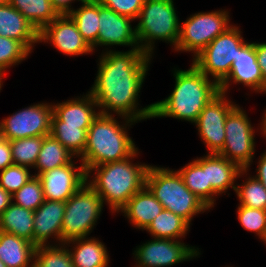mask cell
<instances>
[{"label": "cell", "mask_w": 266, "mask_h": 267, "mask_svg": "<svg viewBox=\"0 0 266 267\" xmlns=\"http://www.w3.org/2000/svg\"><path fill=\"white\" fill-rule=\"evenodd\" d=\"M34 211L13 202L0 215V231L22 237L33 243Z\"/></svg>", "instance_id": "26"}, {"label": "cell", "mask_w": 266, "mask_h": 267, "mask_svg": "<svg viewBox=\"0 0 266 267\" xmlns=\"http://www.w3.org/2000/svg\"><path fill=\"white\" fill-rule=\"evenodd\" d=\"M255 128L246 111L236 105L226 117L225 142L218 153L221 157L249 169L255 155Z\"/></svg>", "instance_id": "10"}, {"label": "cell", "mask_w": 266, "mask_h": 267, "mask_svg": "<svg viewBox=\"0 0 266 267\" xmlns=\"http://www.w3.org/2000/svg\"><path fill=\"white\" fill-rule=\"evenodd\" d=\"M257 169L255 177L262 183V185L266 188V151L260 156L257 161Z\"/></svg>", "instance_id": "43"}, {"label": "cell", "mask_w": 266, "mask_h": 267, "mask_svg": "<svg viewBox=\"0 0 266 267\" xmlns=\"http://www.w3.org/2000/svg\"><path fill=\"white\" fill-rule=\"evenodd\" d=\"M163 209L162 204L145 186L119 212L124 213L135 229L145 230Z\"/></svg>", "instance_id": "22"}, {"label": "cell", "mask_w": 266, "mask_h": 267, "mask_svg": "<svg viewBox=\"0 0 266 267\" xmlns=\"http://www.w3.org/2000/svg\"><path fill=\"white\" fill-rule=\"evenodd\" d=\"M242 84L256 93L264 92V78L257 62L254 42H245L238 49V57L232 63L230 74L219 85L220 92L227 94L229 85Z\"/></svg>", "instance_id": "17"}, {"label": "cell", "mask_w": 266, "mask_h": 267, "mask_svg": "<svg viewBox=\"0 0 266 267\" xmlns=\"http://www.w3.org/2000/svg\"><path fill=\"white\" fill-rule=\"evenodd\" d=\"M8 3L21 12L38 32L59 16L51 0H8Z\"/></svg>", "instance_id": "30"}, {"label": "cell", "mask_w": 266, "mask_h": 267, "mask_svg": "<svg viewBox=\"0 0 266 267\" xmlns=\"http://www.w3.org/2000/svg\"><path fill=\"white\" fill-rule=\"evenodd\" d=\"M8 4V0H0V6Z\"/></svg>", "instance_id": "47"}, {"label": "cell", "mask_w": 266, "mask_h": 267, "mask_svg": "<svg viewBox=\"0 0 266 267\" xmlns=\"http://www.w3.org/2000/svg\"><path fill=\"white\" fill-rule=\"evenodd\" d=\"M136 20L135 33L139 49L153 56L155 41L172 44L175 49L180 36V21L173 0H144Z\"/></svg>", "instance_id": "6"}, {"label": "cell", "mask_w": 266, "mask_h": 267, "mask_svg": "<svg viewBox=\"0 0 266 267\" xmlns=\"http://www.w3.org/2000/svg\"><path fill=\"white\" fill-rule=\"evenodd\" d=\"M52 103H36L0 121V136L9 141L51 132Z\"/></svg>", "instance_id": "11"}, {"label": "cell", "mask_w": 266, "mask_h": 267, "mask_svg": "<svg viewBox=\"0 0 266 267\" xmlns=\"http://www.w3.org/2000/svg\"><path fill=\"white\" fill-rule=\"evenodd\" d=\"M64 212L65 202L47 199L34 211L33 244L35 246L50 245L48 241L50 238L56 240L52 245L62 244Z\"/></svg>", "instance_id": "18"}, {"label": "cell", "mask_w": 266, "mask_h": 267, "mask_svg": "<svg viewBox=\"0 0 266 267\" xmlns=\"http://www.w3.org/2000/svg\"><path fill=\"white\" fill-rule=\"evenodd\" d=\"M250 169H241L234 162L221 157L218 154L206 155V177L207 185L211 187L220 195L225 194L229 188L236 191L237 178L242 175H247Z\"/></svg>", "instance_id": "21"}, {"label": "cell", "mask_w": 266, "mask_h": 267, "mask_svg": "<svg viewBox=\"0 0 266 267\" xmlns=\"http://www.w3.org/2000/svg\"><path fill=\"white\" fill-rule=\"evenodd\" d=\"M52 44L65 55L81 56L93 54L92 48L83 39L69 15H59L39 32V43Z\"/></svg>", "instance_id": "14"}, {"label": "cell", "mask_w": 266, "mask_h": 267, "mask_svg": "<svg viewBox=\"0 0 266 267\" xmlns=\"http://www.w3.org/2000/svg\"><path fill=\"white\" fill-rule=\"evenodd\" d=\"M30 53L20 41L0 36V71L5 73L12 65L20 64Z\"/></svg>", "instance_id": "36"}, {"label": "cell", "mask_w": 266, "mask_h": 267, "mask_svg": "<svg viewBox=\"0 0 266 267\" xmlns=\"http://www.w3.org/2000/svg\"><path fill=\"white\" fill-rule=\"evenodd\" d=\"M199 251L180 240L153 238L135 248L134 267H171L196 258L201 254Z\"/></svg>", "instance_id": "12"}, {"label": "cell", "mask_w": 266, "mask_h": 267, "mask_svg": "<svg viewBox=\"0 0 266 267\" xmlns=\"http://www.w3.org/2000/svg\"><path fill=\"white\" fill-rule=\"evenodd\" d=\"M42 182L44 198L66 202L87 180L81 163L79 167L71 161L64 166L48 170L38 176Z\"/></svg>", "instance_id": "15"}, {"label": "cell", "mask_w": 266, "mask_h": 267, "mask_svg": "<svg viewBox=\"0 0 266 267\" xmlns=\"http://www.w3.org/2000/svg\"><path fill=\"white\" fill-rule=\"evenodd\" d=\"M228 10L198 12L180 24V36L175 51L191 52L193 59L230 24Z\"/></svg>", "instance_id": "9"}, {"label": "cell", "mask_w": 266, "mask_h": 267, "mask_svg": "<svg viewBox=\"0 0 266 267\" xmlns=\"http://www.w3.org/2000/svg\"><path fill=\"white\" fill-rule=\"evenodd\" d=\"M34 267H74L65 244L39 245L34 251Z\"/></svg>", "instance_id": "33"}, {"label": "cell", "mask_w": 266, "mask_h": 267, "mask_svg": "<svg viewBox=\"0 0 266 267\" xmlns=\"http://www.w3.org/2000/svg\"><path fill=\"white\" fill-rule=\"evenodd\" d=\"M51 121H63L64 125L80 126L89 129L93 120L98 116L99 110L95 99L88 92L82 97L53 104Z\"/></svg>", "instance_id": "19"}, {"label": "cell", "mask_w": 266, "mask_h": 267, "mask_svg": "<svg viewBox=\"0 0 266 267\" xmlns=\"http://www.w3.org/2000/svg\"><path fill=\"white\" fill-rule=\"evenodd\" d=\"M236 214L241 226L266 244V210L239 205Z\"/></svg>", "instance_id": "37"}, {"label": "cell", "mask_w": 266, "mask_h": 267, "mask_svg": "<svg viewBox=\"0 0 266 267\" xmlns=\"http://www.w3.org/2000/svg\"><path fill=\"white\" fill-rule=\"evenodd\" d=\"M185 186L194 193L209 209L215 205V197L219 194L207 185L206 155L186 164L177 170Z\"/></svg>", "instance_id": "24"}, {"label": "cell", "mask_w": 266, "mask_h": 267, "mask_svg": "<svg viewBox=\"0 0 266 267\" xmlns=\"http://www.w3.org/2000/svg\"><path fill=\"white\" fill-rule=\"evenodd\" d=\"M109 50V51H108ZM98 65L90 91L100 114L120 116L139 122L153 117V103L139 108V93L149 71L152 56L140 49H106ZM114 114H113V113Z\"/></svg>", "instance_id": "1"}, {"label": "cell", "mask_w": 266, "mask_h": 267, "mask_svg": "<svg viewBox=\"0 0 266 267\" xmlns=\"http://www.w3.org/2000/svg\"><path fill=\"white\" fill-rule=\"evenodd\" d=\"M35 248L22 237L0 231V259L7 267H34Z\"/></svg>", "instance_id": "25"}, {"label": "cell", "mask_w": 266, "mask_h": 267, "mask_svg": "<svg viewBox=\"0 0 266 267\" xmlns=\"http://www.w3.org/2000/svg\"><path fill=\"white\" fill-rule=\"evenodd\" d=\"M76 0H51L54 9L57 11L59 15H69L74 9L71 7V3ZM82 2L83 0H77Z\"/></svg>", "instance_id": "42"}, {"label": "cell", "mask_w": 266, "mask_h": 267, "mask_svg": "<svg viewBox=\"0 0 266 267\" xmlns=\"http://www.w3.org/2000/svg\"><path fill=\"white\" fill-rule=\"evenodd\" d=\"M95 237H84L69 240L64 244L68 247L74 267H108L110 256L101 240ZM72 244V248L69 247Z\"/></svg>", "instance_id": "23"}, {"label": "cell", "mask_w": 266, "mask_h": 267, "mask_svg": "<svg viewBox=\"0 0 266 267\" xmlns=\"http://www.w3.org/2000/svg\"><path fill=\"white\" fill-rule=\"evenodd\" d=\"M81 3L82 5L77 9H73L69 16L75 22L83 39L94 52L97 47L99 32V1L83 0Z\"/></svg>", "instance_id": "27"}, {"label": "cell", "mask_w": 266, "mask_h": 267, "mask_svg": "<svg viewBox=\"0 0 266 267\" xmlns=\"http://www.w3.org/2000/svg\"><path fill=\"white\" fill-rule=\"evenodd\" d=\"M173 70L175 87L167 98L153 103L152 118L172 117L193 124L205 106L220 93L219 85L193 63L187 70Z\"/></svg>", "instance_id": "2"}, {"label": "cell", "mask_w": 266, "mask_h": 267, "mask_svg": "<svg viewBox=\"0 0 266 267\" xmlns=\"http://www.w3.org/2000/svg\"><path fill=\"white\" fill-rule=\"evenodd\" d=\"M33 176L29 167L12 164L0 172V186L12 195Z\"/></svg>", "instance_id": "38"}, {"label": "cell", "mask_w": 266, "mask_h": 267, "mask_svg": "<svg viewBox=\"0 0 266 267\" xmlns=\"http://www.w3.org/2000/svg\"><path fill=\"white\" fill-rule=\"evenodd\" d=\"M43 143V136L27 137L10 141L13 163L34 168Z\"/></svg>", "instance_id": "32"}, {"label": "cell", "mask_w": 266, "mask_h": 267, "mask_svg": "<svg viewBox=\"0 0 266 267\" xmlns=\"http://www.w3.org/2000/svg\"><path fill=\"white\" fill-rule=\"evenodd\" d=\"M146 187L164 209L181 216L191 224L194 216L210 209L184 184L179 172L166 167L149 166Z\"/></svg>", "instance_id": "5"}, {"label": "cell", "mask_w": 266, "mask_h": 267, "mask_svg": "<svg viewBox=\"0 0 266 267\" xmlns=\"http://www.w3.org/2000/svg\"><path fill=\"white\" fill-rule=\"evenodd\" d=\"M241 33L239 26L232 25L211 41L192 63L220 85L230 74L231 65L238 57V49L246 42Z\"/></svg>", "instance_id": "8"}, {"label": "cell", "mask_w": 266, "mask_h": 267, "mask_svg": "<svg viewBox=\"0 0 266 267\" xmlns=\"http://www.w3.org/2000/svg\"><path fill=\"white\" fill-rule=\"evenodd\" d=\"M246 177L242 185L236 183L238 205L266 210V188L255 176Z\"/></svg>", "instance_id": "34"}, {"label": "cell", "mask_w": 266, "mask_h": 267, "mask_svg": "<svg viewBox=\"0 0 266 267\" xmlns=\"http://www.w3.org/2000/svg\"><path fill=\"white\" fill-rule=\"evenodd\" d=\"M13 163L10 141L0 136V171Z\"/></svg>", "instance_id": "40"}, {"label": "cell", "mask_w": 266, "mask_h": 267, "mask_svg": "<svg viewBox=\"0 0 266 267\" xmlns=\"http://www.w3.org/2000/svg\"><path fill=\"white\" fill-rule=\"evenodd\" d=\"M117 120L114 115L100 113L93 120L87 131L85 150L79 157L86 173L92 167L128 158L138 149L127 131L138 122L124 117L120 125Z\"/></svg>", "instance_id": "4"}, {"label": "cell", "mask_w": 266, "mask_h": 267, "mask_svg": "<svg viewBox=\"0 0 266 267\" xmlns=\"http://www.w3.org/2000/svg\"><path fill=\"white\" fill-rule=\"evenodd\" d=\"M0 267H7V266L2 262L1 259H0Z\"/></svg>", "instance_id": "48"}, {"label": "cell", "mask_w": 266, "mask_h": 267, "mask_svg": "<svg viewBox=\"0 0 266 267\" xmlns=\"http://www.w3.org/2000/svg\"><path fill=\"white\" fill-rule=\"evenodd\" d=\"M138 154L137 149L128 158L92 167L87 172L86 182L101 197L103 204L109 206L112 213H119L129 199L146 186V175L150 165L133 164L131 160Z\"/></svg>", "instance_id": "3"}, {"label": "cell", "mask_w": 266, "mask_h": 267, "mask_svg": "<svg viewBox=\"0 0 266 267\" xmlns=\"http://www.w3.org/2000/svg\"><path fill=\"white\" fill-rule=\"evenodd\" d=\"M264 111H265V114L262 117L263 119H262V122L260 123L261 125L260 129L262 131L261 134H263V136L266 138V110Z\"/></svg>", "instance_id": "45"}, {"label": "cell", "mask_w": 266, "mask_h": 267, "mask_svg": "<svg viewBox=\"0 0 266 267\" xmlns=\"http://www.w3.org/2000/svg\"><path fill=\"white\" fill-rule=\"evenodd\" d=\"M190 224L181 216L163 209L145 229L152 238L174 239L182 241L190 231Z\"/></svg>", "instance_id": "28"}, {"label": "cell", "mask_w": 266, "mask_h": 267, "mask_svg": "<svg viewBox=\"0 0 266 267\" xmlns=\"http://www.w3.org/2000/svg\"><path fill=\"white\" fill-rule=\"evenodd\" d=\"M0 36L20 41L30 52L39 42V32L9 3L0 6Z\"/></svg>", "instance_id": "20"}, {"label": "cell", "mask_w": 266, "mask_h": 267, "mask_svg": "<svg viewBox=\"0 0 266 267\" xmlns=\"http://www.w3.org/2000/svg\"><path fill=\"white\" fill-rule=\"evenodd\" d=\"M75 156L69 152L51 134L43 136V143L38 155L34 169L37 170L35 176H39L48 170L69 164Z\"/></svg>", "instance_id": "29"}, {"label": "cell", "mask_w": 266, "mask_h": 267, "mask_svg": "<svg viewBox=\"0 0 266 267\" xmlns=\"http://www.w3.org/2000/svg\"><path fill=\"white\" fill-rule=\"evenodd\" d=\"M227 98V94L220 92L205 106L194 122L201 141L206 144L208 154H218L224 147L226 117L237 105Z\"/></svg>", "instance_id": "13"}, {"label": "cell", "mask_w": 266, "mask_h": 267, "mask_svg": "<svg viewBox=\"0 0 266 267\" xmlns=\"http://www.w3.org/2000/svg\"><path fill=\"white\" fill-rule=\"evenodd\" d=\"M257 62L264 78V93H266V42H254Z\"/></svg>", "instance_id": "41"}, {"label": "cell", "mask_w": 266, "mask_h": 267, "mask_svg": "<svg viewBox=\"0 0 266 267\" xmlns=\"http://www.w3.org/2000/svg\"><path fill=\"white\" fill-rule=\"evenodd\" d=\"M101 197L86 182L66 202L62 220V244L88 237L101 216Z\"/></svg>", "instance_id": "7"}, {"label": "cell", "mask_w": 266, "mask_h": 267, "mask_svg": "<svg viewBox=\"0 0 266 267\" xmlns=\"http://www.w3.org/2000/svg\"><path fill=\"white\" fill-rule=\"evenodd\" d=\"M100 4L116 13L136 20L143 7L144 0H98Z\"/></svg>", "instance_id": "39"}, {"label": "cell", "mask_w": 266, "mask_h": 267, "mask_svg": "<svg viewBox=\"0 0 266 267\" xmlns=\"http://www.w3.org/2000/svg\"><path fill=\"white\" fill-rule=\"evenodd\" d=\"M4 76H5V73L0 71V91L2 90L1 89L2 88V85H3V81L2 80L4 79L3 78Z\"/></svg>", "instance_id": "46"}, {"label": "cell", "mask_w": 266, "mask_h": 267, "mask_svg": "<svg viewBox=\"0 0 266 267\" xmlns=\"http://www.w3.org/2000/svg\"><path fill=\"white\" fill-rule=\"evenodd\" d=\"M16 202H15V201ZM12 201L16 205L35 211L45 201L43 186L38 176H33L18 191L12 194Z\"/></svg>", "instance_id": "35"}, {"label": "cell", "mask_w": 266, "mask_h": 267, "mask_svg": "<svg viewBox=\"0 0 266 267\" xmlns=\"http://www.w3.org/2000/svg\"><path fill=\"white\" fill-rule=\"evenodd\" d=\"M88 129L80 126L64 125L63 121H51L50 134L59 141L77 160L86 147Z\"/></svg>", "instance_id": "31"}, {"label": "cell", "mask_w": 266, "mask_h": 267, "mask_svg": "<svg viewBox=\"0 0 266 267\" xmlns=\"http://www.w3.org/2000/svg\"><path fill=\"white\" fill-rule=\"evenodd\" d=\"M12 202V195L0 186V215Z\"/></svg>", "instance_id": "44"}, {"label": "cell", "mask_w": 266, "mask_h": 267, "mask_svg": "<svg viewBox=\"0 0 266 267\" xmlns=\"http://www.w3.org/2000/svg\"><path fill=\"white\" fill-rule=\"evenodd\" d=\"M99 32L97 47L99 46H131L139 49L135 26L132 27V18L120 15L99 2Z\"/></svg>", "instance_id": "16"}]
</instances>
